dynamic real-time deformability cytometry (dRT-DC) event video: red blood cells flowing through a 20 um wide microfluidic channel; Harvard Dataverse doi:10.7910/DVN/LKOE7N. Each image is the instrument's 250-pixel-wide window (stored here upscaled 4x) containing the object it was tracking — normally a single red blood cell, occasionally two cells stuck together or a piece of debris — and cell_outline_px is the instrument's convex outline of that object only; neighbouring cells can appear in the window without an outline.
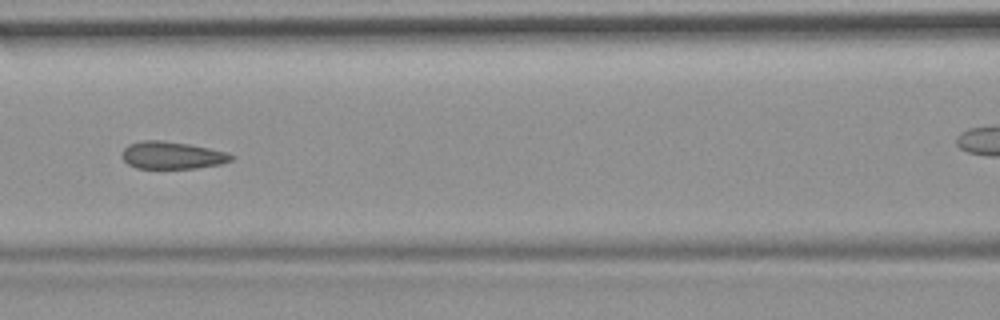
{"species": "common noctule bat (a hibernating species)", "species_latin": "Nyctalus noctula", "temperature_condition": "room temperature", "stored_images_in_passage": 9, "camera_frame_rate_fps": 3000, "um_per_image_px": 0.085, "animal": {"sex": "female", "body_mass_g": 19.9}, "frame": {"image": 1, "passage_image": 6, "time_ms": 1.667, "image_size_px": [1000, 320], "cell_outline_px": [[236, 156], [232, 160], [220, 164], [196, 168], [136, 168], [128, 164], [120, 156], [120, 152], [128, 144], [144, 140], [160, 140], [188, 144], [228, 152]], "centroid_in_image_um": [14.61, 13.2], "position_along_channel_um": 152.0, "area_um2": 17.51}}